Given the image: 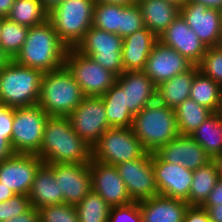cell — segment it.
Masks as SVG:
<instances>
[{
  "mask_svg": "<svg viewBox=\"0 0 222 222\" xmlns=\"http://www.w3.org/2000/svg\"><path fill=\"white\" fill-rule=\"evenodd\" d=\"M139 202L142 222H183L189 204L157 195Z\"/></svg>",
  "mask_w": 222,
  "mask_h": 222,
  "instance_id": "23",
  "label": "cell"
},
{
  "mask_svg": "<svg viewBox=\"0 0 222 222\" xmlns=\"http://www.w3.org/2000/svg\"><path fill=\"white\" fill-rule=\"evenodd\" d=\"M14 154L11 143L4 136L0 135V162L8 159Z\"/></svg>",
  "mask_w": 222,
  "mask_h": 222,
  "instance_id": "45",
  "label": "cell"
},
{
  "mask_svg": "<svg viewBox=\"0 0 222 222\" xmlns=\"http://www.w3.org/2000/svg\"><path fill=\"white\" fill-rule=\"evenodd\" d=\"M41 3L48 11H50L58 4V0H41Z\"/></svg>",
  "mask_w": 222,
  "mask_h": 222,
  "instance_id": "52",
  "label": "cell"
},
{
  "mask_svg": "<svg viewBox=\"0 0 222 222\" xmlns=\"http://www.w3.org/2000/svg\"><path fill=\"white\" fill-rule=\"evenodd\" d=\"M123 38L91 26L75 49L117 76L124 72L122 65Z\"/></svg>",
  "mask_w": 222,
  "mask_h": 222,
  "instance_id": "10",
  "label": "cell"
},
{
  "mask_svg": "<svg viewBox=\"0 0 222 222\" xmlns=\"http://www.w3.org/2000/svg\"><path fill=\"white\" fill-rule=\"evenodd\" d=\"M94 5V0H69L49 11L48 20L68 48H75L92 26Z\"/></svg>",
  "mask_w": 222,
  "mask_h": 222,
  "instance_id": "6",
  "label": "cell"
},
{
  "mask_svg": "<svg viewBox=\"0 0 222 222\" xmlns=\"http://www.w3.org/2000/svg\"><path fill=\"white\" fill-rule=\"evenodd\" d=\"M147 151L135 137L132 128H109L92 147V159L116 166L141 158Z\"/></svg>",
  "mask_w": 222,
  "mask_h": 222,
  "instance_id": "7",
  "label": "cell"
},
{
  "mask_svg": "<svg viewBox=\"0 0 222 222\" xmlns=\"http://www.w3.org/2000/svg\"><path fill=\"white\" fill-rule=\"evenodd\" d=\"M108 222H142L139 202L111 207Z\"/></svg>",
  "mask_w": 222,
  "mask_h": 222,
  "instance_id": "40",
  "label": "cell"
},
{
  "mask_svg": "<svg viewBox=\"0 0 222 222\" xmlns=\"http://www.w3.org/2000/svg\"><path fill=\"white\" fill-rule=\"evenodd\" d=\"M125 7V5L119 4L95 3L92 26L118 35L122 21V10Z\"/></svg>",
  "mask_w": 222,
  "mask_h": 222,
  "instance_id": "35",
  "label": "cell"
},
{
  "mask_svg": "<svg viewBox=\"0 0 222 222\" xmlns=\"http://www.w3.org/2000/svg\"><path fill=\"white\" fill-rule=\"evenodd\" d=\"M220 176L221 169L218 160H211L206 165L194 170L189 192V205L202 206Z\"/></svg>",
  "mask_w": 222,
  "mask_h": 222,
  "instance_id": "27",
  "label": "cell"
},
{
  "mask_svg": "<svg viewBox=\"0 0 222 222\" xmlns=\"http://www.w3.org/2000/svg\"><path fill=\"white\" fill-rule=\"evenodd\" d=\"M197 66L203 74L222 86V47H207Z\"/></svg>",
  "mask_w": 222,
  "mask_h": 222,
  "instance_id": "36",
  "label": "cell"
},
{
  "mask_svg": "<svg viewBox=\"0 0 222 222\" xmlns=\"http://www.w3.org/2000/svg\"><path fill=\"white\" fill-rule=\"evenodd\" d=\"M84 97L80 85L63 66L43 74L37 104L49 116H69Z\"/></svg>",
  "mask_w": 222,
  "mask_h": 222,
  "instance_id": "4",
  "label": "cell"
},
{
  "mask_svg": "<svg viewBox=\"0 0 222 222\" xmlns=\"http://www.w3.org/2000/svg\"><path fill=\"white\" fill-rule=\"evenodd\" d=\"M213 112L191 98L175 108L180 135H191Z\"/></svg>",
  "mask_w": 222,
  "mask_h": 222,
  "instance_id": "31",
  "label": "cell"
},
{
  "mask_svg": "<svg viewBox=\"0 0 222 222\" xmlns=\"http://www.w3.org/2000/svg\"><path fill=\"white\" fill-rule=\"evenodd\" d=\"M166 1H170V2L177 4L181 7L187 0H166Z\"/></svg>",
  "mask_w": 222,
  "mask_h": 222,
  "instance_id": "53",
  "label": "cell"
},
{
  "mask_svg": "<svg viewBox=\"0 0 222 222\" xmlns=\"http://www.w3.org/2000/svg\"><path fill=\"white\" fill-rule=\"evenodd\" d=\"M36 155L44 164H89L92 148L75 133L69 116H49Z\"/></svg>",
  "mask_w": 222,
  "mask_h": 222,
  "instance_id": "1",
  "label": "cell"
},
{
  "mask_svg": "<svg viewBox=\"0 0 222 222\" xmlns=\"http://www.w3.org/2000/svg\"><path fill=\"white\" fill-rule=\"evenodd\" d=\"M14 108L0 104V135L11 142Z\"/></svg>",
  "mask_w": 222,
  "mask_h": 222,
  "instance_id": "41",
  "label": "cell"
},
{
  "mask_svg": "<svg viewBox=\"0 0 222 222\" xmlns=\"http://www.w3.org/2000/svg\"><path fill=\"white\" fill-rule=\"evenodd\" d=\"M198 70V66L193 65L186 72L160 83L156 88V100L175 109L189 98L191 85Z\"/></svg>",
  "mask_w": 222,
  "mask_h": 222,
  "instance_id": "26",
  "label": "cell"
},
{
  "mask_svg": "<svg viewBox=\"0 0 222 222\" xmlns=\"http://www.w3.org/2000/svg\"><path fill=\"white\" fill-rule=\"evenodd\" d=\"M145 26L159 37L180 15V6L166 0H137Z\"/></svg>",
  "mask_w": 222,
  "mask_h": 222,
  "instance_id": "24",
  "label": "cell"
},
{
  "mask_svg": "<svg viewBox=\"0 0 222 222\" xmlns=\"http://www.w3.org/2000/svg\"><path fill=\"white\" fill-rule=\"evenodd\" d=\"M29 27L19 25L8 18L1 19L0 46L13 60L25 43Z\"/></svg>",
  "mask_w": 222,
  "mask_h": 222,
  "instance_id": "34",
  "label": "cell"
},
{
  "mask_svg": "<svg viewBox=\"0 0 222 222\" xmlns=\"http://www.w3.org/2000/svg\"><path fill=\"white\" fill-rule=\"evenodd\" d=\"M79 222H108L111 207L97 193L91 191L75 205Z\"/></svg>",
  "mask_w": 222,
  "mask_h": 222,
  "instance_id": "33",
  "label": "cell"
},
{
  "mask_svg": "<svg viewBox=\"0 0 222 222\" xmlns=\"http://www.w3.org/2000/svg\"><path fill=\"white\" fill-rule=\"evenodd\" d=\"M43 161L36 154L14 153L0 162V182L16 195L29 194Z\"/></svg>",
  "mask_w": 222,
  "mask_h": 222,
  "instance_id": "13",
  "label": "cell"
},
{
  "mask_svg": "<svg viewBox=\"0 0 222 222\" xmlns=\"http://www.w3.org/2000/svg\"><path fill=\"white\" fill-rule=\"evenodd\" d=\"M180 16L207 46H220L222 26L220 10L186 1L180 7Z\"/></svg>",
  "mask_w": 222,
  "mask_h": 222,
  "instance_id": "14",
  "label": "cell"
},
{
  "mask_svg": "<svg viewBox=\"0 0 222 222\" xmlns=\"http://www.w3.org/2000/svg\"><path fill=\"white\" fill-rule=\"evenodd\" d=\"M53 168L59 193L64 197V203L77 205L92 191V180L89 164H49Z\"/></svg>",
  "mask_w": 222,
  "mask_h": 222,
  "instance_id": "16",
  "label": "cell"
},
{
  "mask_svg": "<svg viewBox=\"0 0 222 222\" xmlns=\"http://www.w3.org/2000/svg\"><path fill=\"white\" fill-rule=\"evenodd\" d=\"M158 40L178 51L193 65L201 62L207 50V46L180 15L158 37Z\"/></svg>",
  "mask_w": 222,
  "mask_h": 222,
  "instance_id": "19",
  "label": "cell"
},
{
  "mask_svg": "<svg viewBox=\"0 0 222 222\" xmlns=\"http://www.w3.org/2000/svg\"><path fill=\"white\" fill-rule=\"evenodd\" d=\"M15 0H0V17L7 18Z\"/></svg>",
  "mask_w": 222,
  "mask_h": 222,
  "instance_id": "48",
  "label": "cell"
},
{
  "mask_svg": "<svg viewBox=\"0 0 222 222\" xmlns=\"http://www.w3.org/2000/svg\"><path fill=\"white\" fill-rule=\"evenodd\" d=\"M106 117L111 128H130L133 115L125 107L123 88L116 82L102 96Z\"/></svg>",
  "mask_w": 222,
  "mask_h": 222,
  "instance_id": "29",
  "label": "cell"
},
{
  "mask_svg": "<svg viewBox=\"0 0 222 222\" xmlns=\"http://www.w3.org/2000/svg\"><path fill=\"white\" fill-rule=\"evenodd\" d=\"M43 72L22 66L12 60L0 70V101L18 108L36 105L41 90Z\"/></svg>",
  "mask_w": 222,
  "mask_h": 222,
  "instance_id": "5",
  "label": "cell"
},
{
  "mask_svg": "<svg viewBox=\"0 0 222 222\" xmlns=\"http://www.w3.org/2000/svg\"><path fill=\"white\" fill-rule=\"evenodd\" d=\"M95 3H108V4H119V5H132L137 3V0H94Z\"/></svg>",
  "mask_w": 222,
  "mask_h": 222,
  "instance_id": "50",
  "label": "cell"
},
{
  "mask_svg": "<svg viewBox=\"0 0 222 222\" xmlns=\"http://www.w3.org/2000/svg\"><path fill=\"white\" fill-rule=\"evenodd\" d=\"M187 1L203 4L207 8L211 9H218V10L222 9V0H187Z\"/></svg>",
  "mask_w": 222,
  "mask_h": 222,
  "instance_id": "47",
  "label": "cell"
},
{
  "mask_svg": "<svg viewBox=\"0 0 222 222\" xmlns=\"http://www.w3.org/2000/svg\"><path fill=\"white\" fill-rule=\"evenodd\" d=\"M89 168L92 180V191L99 194L110 207L126 205L133 202L115 166L91 159Z\"/></svg>",
  "mask_w": 222,
  "mask_h": 222,
  "instance_id": "18",
  "label": "cell"
},
{
  "mask_svg": "<svg viewBox=\"0 0 222 222\" xmlns=\"http://www.w3.org/2000/svg\"><path fill=\"white\" fill-rule=\"evenodd\" d=\"M49 11L41 0H15L7 18L19 25L33 27L48 20Z\"/></svg>",
  "mask_w": 222,
  "mask_h": 222,
  "instance_id": "32",
  "label": "cell"
},
{
  "mask_svg": "<svg viewBox=\"0 0 222 222\" xmlns=\"http://www.w3.org/2000/svg\"><path fill=\"white\" fill-rule=\"evenodd\" d=\"M189 98L212 112H217L222 98V86L198 70L191 85Z\"/></svg>",
  "mask_w": 222,
  "mask_h": 222,
  "instance_id": "30",
  "label": "cell"
},
{
  "mask_svg": "<svg viewBox=\"0 0 222 222\" xmlns=\"http://www.w3.org/2000/svg\"><path fill=\"white\" fill-rule=\"evenodd\" d=\"M192 66L193 64L178 51L158 40L148 56L143 72L158 86L160 83L186 72Z\"/></svg>",
  "mask_w": 222,
  "mask_h": 222,
  "instance_id": "17",
  "label": "cell"
},
{
  "mask_svg": "<svg viewBox=\"0 0 222 222\" xmlns=\"http://www.w3.org/2000/svg\"><path fill=\"white\" fill-rule=\"evenodd\" d=\"M64 66L80 85L84 96H102L116 83L117 75L75 48H68Z\"/></svg>",
  "mask_w": 222,
  "mask_h": 222,
  "instance_id": "8",
  "label": "cell"
},
{
  "mask_svg": "<svg viewBox=\"0 0 222 222\" xmlns=\"http://www.w3.org/2000/svg\"><path fill=\"white\" fill-rule=\"evenodd\" d=\"M11 61L12 59L10 56L0 46V70L8 65Z\"/></svg>",
  "mask_w": 222,
  "mask_h": 222,
  "instance_id": "51",
  "label": "cell"
},
{
  "mask_svg": "<svg viewBox=\"0 0 222 222\" xmlns=\"http://www.w3.org/2000/svg\"><path fill=\"white\" fill-rule=\"evenodd\" d=\"M40 222H79L74 205L62 203L38 209Z\"/></svg>",
  "mask_w": 222,
  "mask_h": 222,
  "instance_id": "37",
  "label": "cell"
},
{
  "mask_svg": "<svg viewBox=\"0 0 222 222\" xmlns=\"http://www.w3.org/2000/svg\"><path fill=\"white\" fill-rule=\"evenodd\" d=\"M66 1H69V0H58V4L61 2H66Z\"/></svg>",
  "mask_w": 222,
  "mask_h": 222,
  "instance_id": "56",
  "label": "cell"
},
{
  "mask_svg": "<svg viewBox=\"0 0 222 222\" xmlns=\"http://www.w3.org/2000/svg\"><path fill=\"white\" fill-rule=\"evenodd\" d=\"M116 82L123 88L125 107L133 116L156 101L157 86L143 71H124Z\"/></svg>",
  "mask_w": 222,
  "mask_h": 222,
  "instance_id": "21",
  "label": "cell"
},
{
  "mask_svg": "<svg viewBox=\"0 0 222 222\" xmlns=\"http://www.w3.org/2000/svg\"><path fill=\"white\" fill-rule=\"evenodd\" d=\"M131 128L143 148L151 153L180 135L175 109L157 100L133 117Z\"/></svg>",
  "mask_w": 222,
  "mask_h": 222,
  "instance_id": "3",
  "label": "cell"
},
{
  "mask_svg": "<svg viewBox=\"0 0 222 222\" xmlns=\"http://www.w3.org/2000/svg\"><path fill=\"white\" fill-rule=\"evenodd\" d=\"M158 37L146 26L123 38L122 65L124 71H143Z\"/></svg>",
  "mask_w": 222,
  "mask_h": 222,
  "instance_id": "22",
  "label": "cell"
},
{
  "mask_svg": "<svg viewBox=\"0 0 222 222\" xmlns=\"http://www.w3.org/2000/svg\"><path fill=\"white\" fill-rule=\"evenodd\" d=\"M217 113L220 116V118L222 119V98H221V102H220L219 109H218Z\"/></svg>",
  "mask_w": 222,
  "mask_h": 222,
  "instance_id": "54",
  "label": "cell"
},
{
  "mask_svg": "<svg viewBox=\"0 0 222 222\" xmlns=\"http://www.w3.org/2000/svg\"><path fill=\"white\" fill-rule=\"evenodd\" d=\"M219 164H220V169H221V174H222V156L218 159Z\"/></svg>",
  "mask_w": 222,
  "mask_h": 222,
  "instance_id": "55",
  "label": "cell"
},
{
  "mask_svg": "<svg viewBox=\"0 0 222 222\" xmlns=\"http://www.w3.org/2000/svg\"><path fill=\"white\" fill-rule=\"evenodd\" d=\"M115 167L133 201H142L158 195L151 152H146L141 158L122 162Z\"/></svg>",
  "mask_w": 222,
  "mask_h": 222,
  "instance_id": "12",
  "label": "cell"
},
{
  "mask_svg": "<svg viewBox=\"0 0 222 222\" xmlns=\"http://www.w3.org/2000/svg\"><path fill=\"white\" fill-rule=\"evenodd\" d=\"M220 15H221V26H222V9L220 10Z\"/></svg>",
  "mask_w": 222,
  "mask_h": 222,
  "instance_id": "57",
  "label": "cell"
},
{
  "mask_svg": "<svg viewBox=\"0 0 222 222\" xmlns=\"http://www.w3.org/2000/svg\"><path fill=\"white\" fill-rule=\"evenodd\" d=\"M31 207L27 195H15L4 202H0V222L20 215Z\"/></svg>",
  "mask_w": 222,
  "mask_h": 222,
  "instance_id": "39",
  "label": "cell"
},
{
  "mask_svg": "<svg viewBox=\"0 0 222 222\" xmlns=\"http://www.w3.org/2000/svg\"><path fill=\"white\" fill-rule=\"evenodd\" d=\"M28 197L31 206L37 210L64 203V197L59 193L58 184L55 182L53 168L49 164L43 163L37 170Z\"/></svg>",
  "mask_w": 222,
  "mask_h": 222,
  "instance_id": "25",
  "label": "cell"
},
{
  "mask_svg": "<svg viewBox=\"0 0 222 222\" xmlns=\"http://www.w3.org/2000/svg\"><path fill=\"white\" fill-rule=\"evenodd\" d=\"M152 165L158 195L184 200L189 204L193 171L181 165L165 162L155 152L152 153Z\"/></svg>",
  "mask_w": 222,
  "mask_h": 222,
  "instance_id": "15",
  "label": "cell"
},
{
  "mask_svg": "<svg viewBox=\"0 0 222 222\" xmlns=\"http://www.w3.org/2000/svg\"><path fill=\"white\" fill-rule=\"evenodd\" d=\"M190 136L212 160H218L222 156V119L217 112L207 117Z\"/></svg>",
  "mask_w": 222,
  "mask_h": 222,
  "instance_id": "28",
  "label": "cell"
},
{
  "mask_svg": "<svg viewBox=\"0 0 222 222\" xmlns=\"http://www.w3.org/2000/svg\"><path fill=\"white\" fill-rule=\"evenodd\" d=\"M69 119L75 133L91 148L111 128L103 100L98 96H85L69 115Z\"/></svg>",
  "mask_w": 222,
  "mask_h": 222,
  "instance_id": "11",
  "label": "cell"
},
{
  "mask_svg": "<svg viewBox=\"0 0 222 222\" xmlns=\"http://www.w3.org/2000/svg\"><path fill=\"white\" fill-rule=\"evenodd\" d=\"M163 161L196 170L212 159L190 135H178L155 152Z\"/></svg>",
  "mask_w": 222,
  "mask_h": 222,
  "instance_id": "20",
  "label": "cell"
},
{
  "mask_svg": "<svg viewBox=\"0 0 222 222\" xmlns=\"http://www.w3.org/2000/svg\"><path fill=\"white\" fill-rule=\"evenodd\" d=\"M216 204L222 205V174L202 206H213Z\"/></svg>",
  "mask_w": 222,
  "mask_h": 222,
  "instance_id": "43",
  "label": "cell"
},
{
  "mask_svg": "<svg viewBox=\"0 0 222 222\" xmlns=\"http://www.w3.org/2000/svg\"><path fill=\"white\" fill-rule=\"evenodd\" d=\"M183 222H211L202 206H188Z\"/></svg>",
  "mask_w": 222,
  "mask_h": 222,
  "instance_id": "42",
  "label": "cell"
},
{
  "mask_svg": "<svg viewBox=\"0 0 222 222\" xmlns=\"http://www.w3.org/2000/svg\"><path fill=\"white\" fill-rule=\"evenodd\" d=\"M49 115L38 105L14 108L11 147L14 153L37 154Z\"/></svg>",
  "mask_w": 222,
  "mask_h": 222,
  "instance_id": "9",
  "label": "cell"
},
{
  "mask_svg": "<svg viewBox=\"0 0 222 222\" xmlns=\"http://www.w3.org/2000/svg\"><path fill=\"white\" fill-rule=\"evenodd\" d=\"M67 50L68 47L47 20L41 25L29 28L25 43L13 60L19 65L45 73L64 66Z\"/></svg>",
  "mask_w": 222,
  "mask_h": 222,
  "instance_id": "2",
  "label": "cell"
},
{
  "mask_svg": "<svg viewBox=\"0 0 222 222\" xmlns=\"http://www.w3.org/2000/svg\"><path fill=\"white\" fill-rule=\"evenodd\" d=\"M16 194L9 188L5 187L0 182V202H4L9 198L14 197Z\"/></svg>",
  "mask_w": 222,
  "mask_h": 222,
  "instance_id": "49",
  "label": "cell"
},
{
  "mask_svg": "<svg viewBox=\"0 0 222 222\" xmlns=\"http://www.w3.org/2000/svg\"><path fill=\"white\" fill-rule=\"evenodd\" d=\"M4 222H40L39 211L35 207L31 206L24 213L14 216Z\"/></svg>",
  "mask_w": 222,
  "mask_h": 222,
  "instance_id": "44",
  "label": "cell"
},
{
  "mask_svg": "<svg viewBox=\"0 0 222 222\" xmlns=\"http://www.w3.org/2000/svg\"><path fill=\"white\" fill-rule=\"evenodd\" d=\"M144 27L143 16L138 4L127 5L122 10V21L118 35L125 38Z\"/></svg>",
  "mask_w": 222,
  "mask_h": 222,
  "instance_id": "38",
  "label": "cell"
},
{
  "mask_svg": "<svg viewBox=\"0 0 222 222\" xmlns=\"http://www.w3.org/2000/svg\"><path fill=\"white\" fill-rule=\"evenodd\" d=\"M209 216L211 222H222V205L202 206Z\"/></svg>",
  "mask_w": 222,
  "mask_h": 222,
  "instance_id": "46",
  "label": "cell"
}]
</instances>
